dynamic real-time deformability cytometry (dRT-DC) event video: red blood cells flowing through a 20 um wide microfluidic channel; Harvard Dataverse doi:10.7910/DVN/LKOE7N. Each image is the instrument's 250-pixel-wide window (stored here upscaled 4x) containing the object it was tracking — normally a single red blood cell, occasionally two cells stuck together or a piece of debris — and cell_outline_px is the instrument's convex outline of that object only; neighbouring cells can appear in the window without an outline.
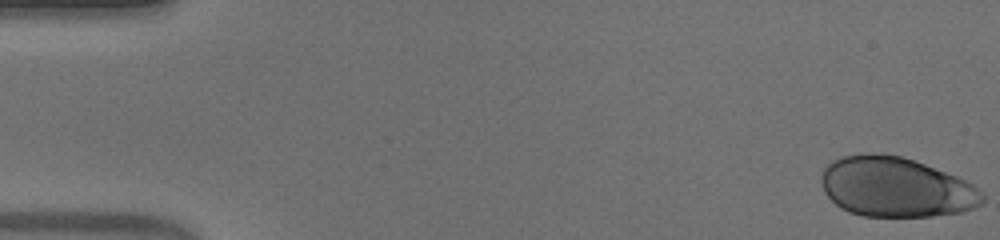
{"species": "human", "species_latin": "Homo sapiens", "temperature_condition": "warm", "stored_images_in_passage": 51, "camera_frame_rate_fps": 3000, "um_per_image_px": 0.085, "donor": {"sex": "male"}, "frame": {"image": 1, "passage_image": 1, "time_ms": 0.0, "image_size_px": [1000, 240], "cell_outline_px": [[984, 200], [980, 204], [964, 212], [932, 216], [864, 216], [848, 212], [840, 208], [824, 192], [820, 180], [820, 176], [824, 168], [832, 160], [840, 156], [880, 152], [884, 152], [900, 156], [924, 164], [956, 176], [972, 184], [984, 192]], "centroid_in_image_um": [76.13, 15.9], "position_along_channel_um": 8.9, "area_um2": 56.41}}
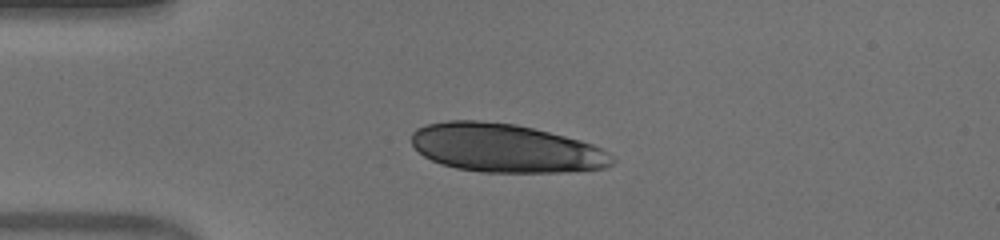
{"frame": {"image": 2, "passage_image": 13, "time_ms": 4.0, "image_size_px": [1000, 240], "cell_outline_px": [[616, 160], [608, 168], [564, 172], [480, 172], [456, 168], [440, 164], [424, 156], [412, 144], [412, 132], [416, 128], [424, 124], [448, 120], [476, 120], [516, 124], [580, 140], [592, 144], [608, 152]], "centroid_in_image_um": [42.96, 12.59], "position_along_channel_um": 42.0, "area_um2": 56.88}}